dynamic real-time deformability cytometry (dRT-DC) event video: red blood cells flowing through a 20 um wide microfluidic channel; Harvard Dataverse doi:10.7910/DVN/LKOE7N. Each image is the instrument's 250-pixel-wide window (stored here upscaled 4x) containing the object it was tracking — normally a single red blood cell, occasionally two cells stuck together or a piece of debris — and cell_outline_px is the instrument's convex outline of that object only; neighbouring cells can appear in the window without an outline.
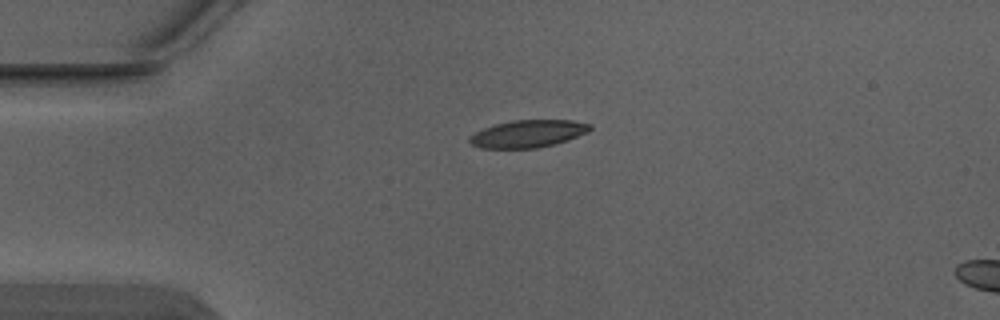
{"species": "Egyptian fruit bat (a non-hibernating species)", "species_latin": "Rousettus aegyptiacus", "temperature_condition": "warm", "stored_images_in_passage": 2, "camera_frame_rate_fps": 3000, "um_per_image_px": 0.085, "animal": {"sex": "male"}, "frame": {"image": 1, "passage_image": 1, "time_ms": 0.0, "image_size_px": [1000, 320], "cell_outline_px": [[592, 128], [588, 132], [568, 140], [536, 148], [480, 148], [472, 144], [468, 140], [476, 132], [484, 128], [496, 124], [512, 120], [572, 120], [592, 124]], "centroid_in_image_um": [44.92, 11.36], "position_along_channel_um": 40.1, "area_um2": 19.07}}